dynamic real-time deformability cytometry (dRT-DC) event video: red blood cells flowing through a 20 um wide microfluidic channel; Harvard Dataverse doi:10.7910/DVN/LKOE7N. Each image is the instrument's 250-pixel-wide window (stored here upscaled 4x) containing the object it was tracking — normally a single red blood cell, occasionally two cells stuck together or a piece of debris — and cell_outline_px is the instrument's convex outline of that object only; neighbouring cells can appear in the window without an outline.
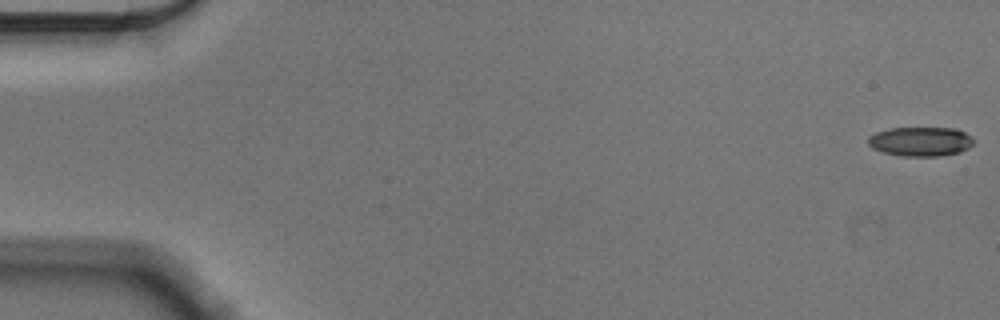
{"species": "Egyptian fruit bat (a non-hibernating species)", "species_latin": "Rousettus aegyptiacus", "temperature_condition": "cold", "stored_images_in_passage": 57, "camera_frame_rate_fps": 3000, "um_per_image_px": 0.085, "animal": {"sex": "male"}, "frame": {"image": 1, "passage_image": 1, "time_ms": 0.0, "image_size_px": [1000, 320], "cell_outline_px": [[976, 140], [968, 148], [960, 152], [936, 156], [900, 156], [884, 152], [872, 148], [868, 144], [868, 136], [876, 132], [888, 128], [956, 128], [972, 136]], "centroid_in_image_um": [78.25, 12.02], "position_along_channel_um": 6.7, "area_um2": 18.15}}
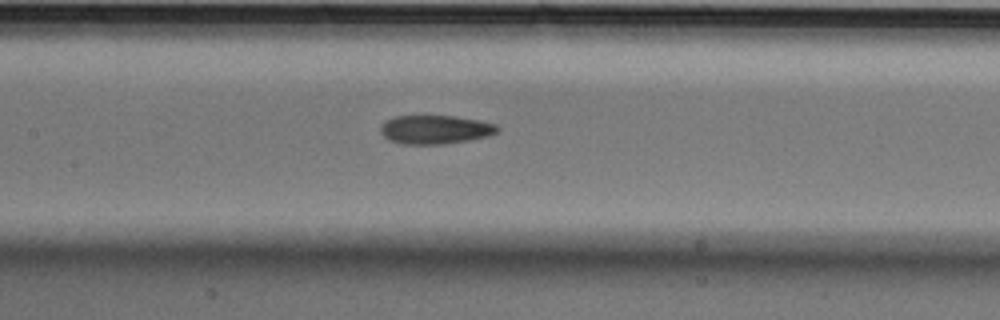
{"frame": {"image": 2, "passage_image": 27, "time_ms": 8.667, "image_size_px": [1000, 320], "cell_outline_px": [[500, 128], [496, 132], [488, 136], [468, 140], [444, 144], [400, 144], [388, 140], [380, 132], [380, 124], [384, 120], [396, 116], [456, 116], [480, 120], [496, 124]], "centroid_in_image_um": [36.96, 11.01], "position_along_channel_um": 170.4, "area_um2": 19.77}}
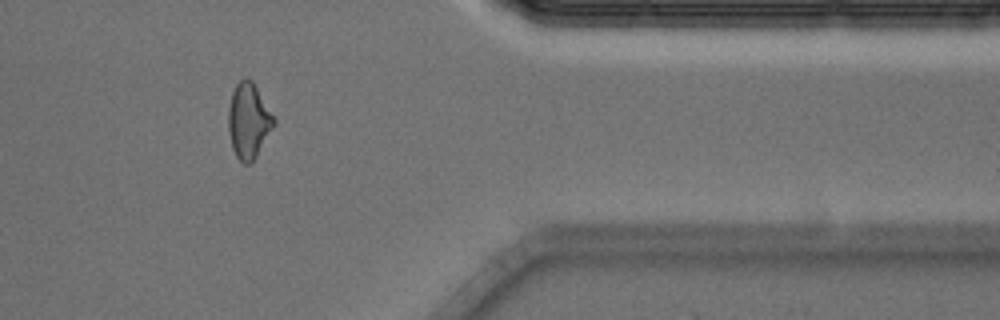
{"frame": {"image": 3, "passage_image": 47, "time_ms": 15.333, "image_size_px": [1000, 320], "cell_outline_px": [[276, 124], [252, 164], [244, 164], [236, 156], [232, 148], [228, 132], [228, 108], [232, 92], [236, 84], [244, 76], [248, 76], [252, 80], [276, 120]], "centroid_in_image_um": [21.13, 10.27], "position_along_channel_um": 390.3, "area_um2": 20.29}, "authors_computed_cell_mechanics": {"area_um2": 19.652, "velocity_mm_per_s": 3.5751, "shape_relaxation_time_tau1_ms": 7.5742, "shape_relaxation_time_tau2_ms": 2.6022, "deformation_change_tau1": 0.1993, "deformation_change_tau2": 0.0997}}